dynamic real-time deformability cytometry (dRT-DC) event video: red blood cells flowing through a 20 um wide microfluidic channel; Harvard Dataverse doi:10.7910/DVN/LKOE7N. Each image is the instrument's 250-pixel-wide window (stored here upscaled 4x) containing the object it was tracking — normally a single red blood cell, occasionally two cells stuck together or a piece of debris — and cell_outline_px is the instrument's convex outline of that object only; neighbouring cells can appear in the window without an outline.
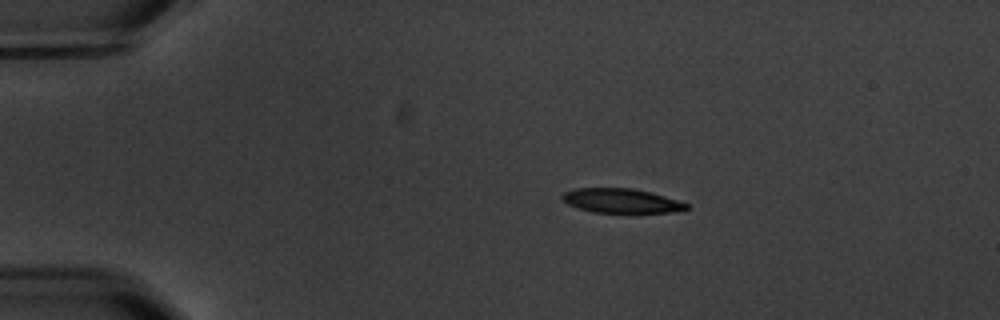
{"species": "common noctule bat (a hibernating species)", "species_latin": "Nyctalus noctula", "temperature_condition": "warm", "stored_images_in_passage": 5, "camera_frame_rate_fps": 3000, "um_per_image_px": 0.085, "animal": {"sex": "male", "body_mass_g": 20.1, "forearm_length_mm": 53.5}, "frame": {"image": 1, "passage_image": 2, "time_ms": 2.333, "image_size_px": [1000, 320], "cell_outline_px": [[688, 208], [684, 212], [592, 212], [568, 204], [560, 196], [564, 192], [576, 188], [632, 188], [652, 192], [688, 204]], "centroid_in_image_um": [52.83, 17.06], "position_along_channel_um": 32.2, "area_um2": 17.51}}